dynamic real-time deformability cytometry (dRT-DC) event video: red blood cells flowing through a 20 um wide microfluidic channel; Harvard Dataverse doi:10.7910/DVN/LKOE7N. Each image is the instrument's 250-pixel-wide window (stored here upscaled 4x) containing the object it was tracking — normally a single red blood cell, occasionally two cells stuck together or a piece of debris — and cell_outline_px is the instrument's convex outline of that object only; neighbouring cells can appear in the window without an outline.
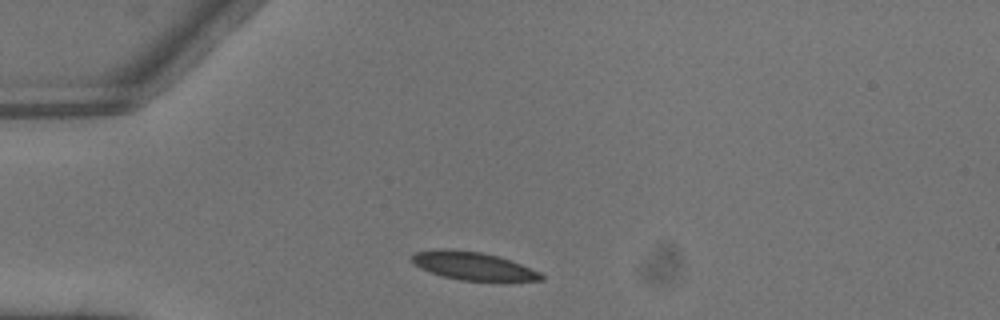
{"species": "common noctule bat (a hibernating species)", "species_latin": "Nyctalus noctula", "temperature_condition": "warm", "stored_images_in_passage": 2, "camera_frame_rate_fps": 3000, "um_per_image_px": 0.085, "animal": {"sex": "male", "body_mass_g": 13.3}, "frame": {"image": 1, "passage_image": 1, "time_ms": 0.0, "image_size_px": [1000, 320], "cell_outline_px": [[544, 280], [460, 280], [444, 276], [420, 268], [412, 260], [412, 256], [416, 252], [444, 248], [480, 252], [496, 256], [520, 264], [540, 272], [544, 276]], "centroid_in_image_um": [40.2, 22.6], "position_along_channel_um": 44.8, "area_um2": 20.46}}